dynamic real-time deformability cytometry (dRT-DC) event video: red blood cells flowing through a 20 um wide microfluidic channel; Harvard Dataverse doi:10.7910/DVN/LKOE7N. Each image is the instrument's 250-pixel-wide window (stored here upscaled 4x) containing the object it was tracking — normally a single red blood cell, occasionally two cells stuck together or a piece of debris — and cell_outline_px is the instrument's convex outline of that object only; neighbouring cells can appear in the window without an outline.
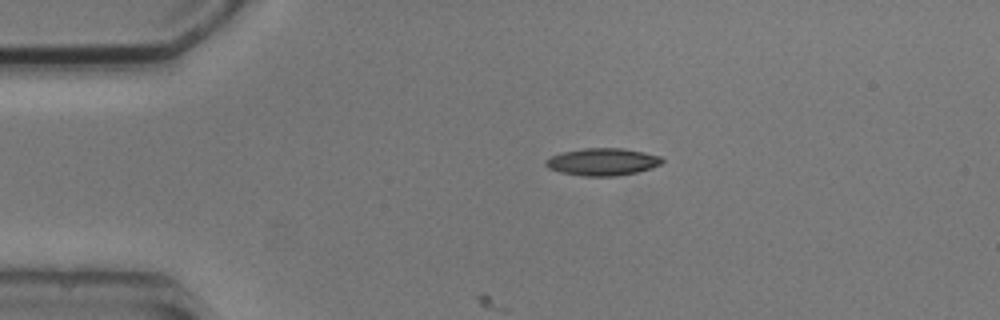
{"species": "common noctule bat (a hibernating species)", "species_latin": "Nyctalus noctula", "temperature_condition": "cold", "stored_images_in_passage": 5, "camera_frame_rate_fps": 3000, "um_per_image_px": 0.085, "animal": {"sex": "male", "body_mass_g": 20.5, "forearm_length_mm": 52.5}, "frame": {"image": 1, "passage_image": 1, "time_ms": 0.0, "image_size_px": [1000, 320], "cell_outline_px": [[664, 160], [660, 164], [652, 168], [636, 172], [616, 176], [584, 176], [560, 172], [548, 168], [544, 164], [544, 160], [552, 156], [564, 152], [584, 148], [624, 148], [644, 152], [660, 156]], "centroid_in_image_um": [51.21, 13.75], "position_along_channel_um": 33.8, "area_um2": 18.5}}
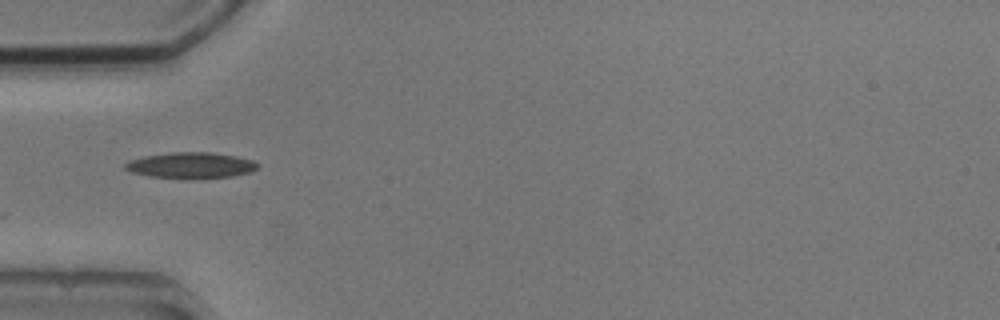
{"frame": {"image": 2, "passage_image": 2, "time_ms": 2.0, "image_size_px": [1000, 320], "cell_outline_px": [[260, 164], [256, 168], [248, 172], [232, 176], [152, 176], [132, 172], [124, 168], [124, 164], [128, 160], [144, 156], [172, 152], [212, 152], [236, 156], [252, 160]], "centroid_in_image_um": [16.2, 14.0], "position_along_channel_um": 68.8, "area_um2": 19.07}}